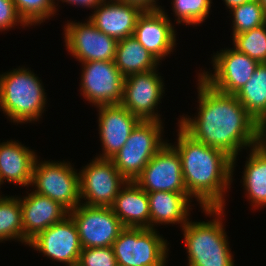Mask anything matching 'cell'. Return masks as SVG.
<instances>
[{
    "mask_svg": "<svg viewBox=\"0 0 266 266\" xmlns=\"http://www.w3.org/2000/svg\"><path fill=\"white\" fill-rule=\"evenodd\" d=\"M15 8L29 27L32 25H40L45 20H49L50 17L55 16L57 12V4L55 0H12Z\"/></svg>",
    "mask_w": 266,
    "mask_h": 266,
    "instance_id": "f1b7e54d",
    "label": "cell"
},
{
    "mask_svg": "<svg viewBox=\"0 0 266 266\" xmlns=\"http://www.w3.org/2000/svg\"><path fill=\"white\" fill-rule=\"evenodd\" d=\"M13 239L24 243L20 199L0 195V242Z\"/></svg>",
    "mask_w": 266,
    "mask_h": 266,
    "instance_id": "484cf974",
    "label": "cell"
},
{
    "mask_svg": "<svg viewBox=\"0 0 266 266\" xmlns=\"http://www.w3.org/2000/svg\"><path fill=\"white\" fill-rule=\"evenodd\" d=\"M243 171V186L254 209L266 206V146L260 142L250 148Z\"/></svg>",
    "mask_w": 266,
    "mask_h": 266,
    "instance_id": "603a6c76",
    "label": "cell"
},
{
    "mask_svg": "<svg viewBox=\"0 0 266 266\" xmlns=\"http://www.w3.org/2000/svg\"><path fill=\"white\" fill-rule=\"evenodd\" d=\"M40 81L33 71L20 66L0 74V110L11 122L30 123L42 118L47 97Z\"/></svg>",
    "mask_w": 266,
    "mask_h": 266,
    "instance_id": "277c9868",
    "label": "cell"
},
{
    "mask_svg": "<svg viewBox=\"0 0 266 266\" xmlns=\"http://www.w3.org/2000/svg\"><path fill=\"white\" fill-rule=\"evenodd\" d=\"M34 150L26 148L21 142L0 143V180L28 187L31 185L34 163L37 159Z\"/></svg>",
    "mask_w": 266,
    "mask_h": 266,
    "instance_id": "ffe728a7",
    "label": "cell"
},
{
    "mask_svg": "<svg viewBox=\"0 0 266 266\" xmlns=\"http://www.w3.org/2000/svg\"><path fill=\"white\" fill-rule=\"evenodd\" d=\"M78 264L81 266H115L113 247H91L82 249Z\"/></svg>",
    "mask_w": 266,
    "mask_h": 266,
    "instance_id": "4dcf8cb0",
    "label": "cell"
},
{
    "mask_svg": "<svg viewBox=\"0 0 266 266\" xmlns=\"http://www.w3.org/2000/svg\"><path fill=\"white\" fill-rule=\"evenodd\" d=\"M260 4L262 5L264 12H265V16H266V0H259Z\"/></svg>",
    "mask_w": 266,
    "mask_h": 266,
    "instance_id": "8d00e7d4",
    "label": "cell"
},
{
    "mask_svg": "<svg viewBox=\"0 0 266 266\" xmlns=\"http://www.w3.org/2000/svg\"><path fill=\"white\" fill-rule=\"evenodd\" d=\"M232 20V35H237L266 24V16L259 0H252L229 10Z\"/></svg>",
    "mask_w": 266,
    "mask_h": 266,
    "instance_id": "4316f807",
    "label": "cell"
},
{
    "mask_svg": "<svg viewBox=\"0 0 266 266\" xmlns=\"http://www.w3.org/2000/svg\"><path fill=\"white\" fill-rule=\"evenodd\" d=\"M98 109V131L102 145L100 159H111L125 145L131 131L141 121L121 104L103 105Z\"/></svg>",
    "mask_w": 266,
    "mask_h": 266,
    "instance_id": "e0dca14e",
    "label": "cell"
},
{
    "mask_svg": "<svg viewBox=\"0 0 266 266\" xmlns=\"http://www.w3.org/2000/svg\"><path fill=\"white\" fill-rule=\"evenodd\" d=\"M124 227L150 228L148 194L134 181H128L111 206Z\"/></svg>",
    "mask_w": 266,
    "mask_h": 266,
    "instance_id": "7402d4cb",
    "label": "cell"
},
{
    "mask_svg": "<svg viewBox=\"0 0 266 266\" xmlns=\"http://www.w3.org/2000/svg\"><path fill=\"white\" fill-rule=\"evenodd\" d=\"M147 193L166 191L187 193L181 159L172 143H166L143 168L134 181Z\"/></svg>",
    "mask_w": 266,
    "mask_h": 266,
    "instance_id": "5bb4252c",
    "label": "cell"
},
{
    "mask_svg": "<svg viewBox=\"0 0 266 266\" xmlns=\"http://www.w3.org/2000/svg\"><path fill=\"white\" fill-rule=\"evenodd\" d=\"M148 194L150 228L157 225L180 224L181 228L189 221L192 197L188 193L157 191ZM191 199V200H190Z\"/></svg>",
    "mask_w": 266,
    "mask_h": 266,
    "instance_id": "44dd1931",
    "label": "cell"
},
{
    "mask_svg": "<svg viewBox=\"0 0 266 266\" xmlns=\"http://www.w3.org/2000/svg\"><path fill=\"white\" fill-rule=\"evenodd\" d=\"M80 23L68 21L64 28L66 50L80 63L115 61L117 40L100 31L88 19Z\"/></svg>",
    "mask_w": 266,
    "mask_h": 266,
    "instance_id": "4fadbf2b",
    "label": "cell"
},
{
    "mask_svg": "<svg viewBox=\"0 0 266 266\" xmlns=\"http://www.w3.org/2000/svg\"><path fill=\"white\" fill-rule=\"evenodd\" d=\"M156 230L125 227L112 245L116 263L125 266H166L169 243Z\"/></svg>",
    "mask_w": 266,
    "mask_h": 266,
    "instance_id": "52a82bcc",
    "label": "cell"
},
{
    "mask_svg": "<svg viewBox=\"0 0 266 266\" xmlns=\"http://www.w3.org/2000/svg\"><path fill=\"white\" fill-rule=\"evenodd\" d=\"M176 24L196 25L209 16L212 0H172Z\"/></svg>",
    "mask_w": 266,
    "mask_h": 266,
    "instance_id": "f546056e",
    "label": "cell"
},
{
    "mask_svg": "<svg viewBox=\"0 0 266 266\" xmlns=\"http://www.w3.org/2000/svg\"><path fill=\"white\" fill-rule=\"evenodd\" d=\"M261 142L266 146V122L261 126Z\"/></svg>",
    "mask_w": 266,
    "mask_h": 266,
    "instance_id": "d590c367",
    "label": "cell"
},
{
    "mask_svg": "<svg viewBox=\"0 0 266 266\" xmlns=\"http://www.w3.org/2000/svg\"><path fill=\"white\" fill-rule=\"evenodd\" d=\"M159 63L133 36L117 42L115 64L124 77L152 71Z\"/></svg>",
    "mask_w": 266,
    "mask_h": 266,
    "instance_id": "cb8c5ba5",
    "label": "cell"
},
{
    "mask_svg": "<svg viewBox=\"0 0 266 266\" xmlns=\"http://www.w3.org/2000/svg\"><path fill=\"white\" fill-rule=\"evenodd\" d=\"M39 162L37 158L30 185L36 188L34 192L58 202L68 212L74 210L81 204L80 174L69 161Z\"/></svg>",
    "mask_w": 266,
    "mask_h": 266,
    "instance_id": "8992f818",
    "label": "cell"
},
{
    "mask_svg": "<svg viewBox=\"0 0 266 266\" xmlns=\"http://www.w3.org/2000/svg\"><path fill=\"white\" fill-rule=\"evenodd\" d=\"M68 214L76 224L82 249L111 247L125 228L111 207L79 204Z\"/></svg>",
    "mask_w": 266,
    "mask_h": 266,
    "instance_id": "9c48e42d",
    "label": "cell"
},
{
    "mask_svg": "<svg viewBox=\"0 0 266 266\" xmlns=\"http://www.w3.org/2000/svg\"><path fill=\"white\" fill-rule=\"evenodd\" d=\"M163 130L162 122L140 121L125 145L111 158L127 181H135L152 157L167 143L161 137Z\"/></svg>",
    "mask_w": 266,
    "mask_h": 266,
    "instance_id": "5b68a950",
    "label": "cell"
},
{
    "mask_svg": "<svg viewBox=\"0 0 266 266\" xmlns=\"http://www.w3.org/2000/svg\"><path fill=\"white\" fill-rule=\"evenodd\" d=\"M215 54L212 57L213 74L204 70L198 75L213 89L224 94L235 95L260 64L234 47L224 48Z\"/></svg>",
    "mask_w": 266,
    "mask_h": 266,
    "instance_id": "7c38bea8",
    "label": "cell"
},
{
    "mask_svg": "<svg viewBox=\"0 0 266 266\" xmlns=\"http://www.w3.org/2000/svg\"><path fill=\"white\" fill-rule=\"evenodd\" d=\"M177 150L187 193L202 208H225V192L233 181L232 158L224 151L195 140L178 125Z\"/></svg>",
    "mask_w": 266,
    "mask_h": 266,
    "instance_id": "7a4b0ae2",
    "label": "cell"
},
{
    "mask_svg": "<svg viewBox=\"0 0 266 266\" xmlns=\"http://www.w3.org/2000/svg\"><path fill=\"white\" fill-rule=\"evenodd\" d=\"M161 78L157 69L125 77L120 104L141 121L163 122L157 110L165 94Z\"/></svg>",
    "mask_w": 266,
    "mask_h": 266,
    "instance_id": "8fae6325",
    "label": "cell"
},
{
    "mask_svg": "<svg viewBox=\"0 0 266 266\" xmlns=\"http://www.w3.org/2000/svg\"><path fill=\"white\" fill-rule=\"evenodd\" d=\"M28 245L50 260L66 265L78 263L82 251L76 224L69 214L39 232Z\"/></svg>",
    "mask_w": 266,
    "mask_h": 266,
    "instance_id": "9a60e30c",
    "label": "cell"
},
{
    "mask_svg": "<svg viewBox=\"0 0 266 266\" xmlns=\"http://www.w3.org/2000/svg\"><path fill=\"white\" fill-rule=\"evenodd\" d=\"M214 219L205 222L189 221L182 227L187 250L188 266H234L233 254L225 232V208H202ZM222 217V218H221Z\"/></svg>",
    "mask_w": 266,
    "mask_h": 266,
    "instance_id": "3957f363",
    "label": "cell"
},
{
    "mask_svg": "<svg viewBox=\"0 0 266 266\" xmlns=\"http://www.w3.org/2000/svg\"><path fill=\"white\" fill-rule=\"evenodd\" d=\"M143 11L135 4L104 0L87 19L100 31L119 41L133 36L137 19Z\"/></svg>",
    "mask_w": 266,
    "mask_h": 266,
    "instance_id": "ac0fdd59",
    "label": "cell"
},
{
    "mask_svg": "<svg viewBox=\"0 0 266 266\" xmlns=\"http://www.w3.org/2000/svg\"><path fill=\"white\" fill-rule=\"evenodd\" d=\"M235 97L260 126L266 122V63L258 65Z\"/></svg>",
    "mask_w": 266,
    "mask_h": 266,
    "instance_id": "d4e9b609",
    "label": "cell"
},
{
    "mask_svg": "<svg viewBox=\"0 0 266 266\" xmlns=\"http://www.w3.org/2000/svg\"><path fill=\"white\" fill-rule=\"evenodd\" d=\"M81 95L94 105L120 104L123 97L124 76L115 61L82 62Z\"/></svg>",
    "mask_w": 266,
    "mask_h": 266,
    "instance_id": "30bf717a",
    "label": "cell"
},
{
    "mask_svg": "<svg viewBox=\"0 0 266 266\" xmlns=\"http://www.w3.org/2000/svg\"><path fill=\"white\" fill-rule=\"evenodd\" d=\"M28 27L20 18L12 0H0V31H7L15 25Z\"/></svg>",
    "mask_w": 266,
    "mask_h": 266,
    "instance_id": "1f68e13d",
    "label": "cell"
},
{
    "mask_svg": "<svg viewBox=\"0 0 266 266\" xmlns=\"http://www.w3.org/2000/svg\"><path fill=\"white\" fill-rule=\"evenodd\" d=\"M80 174L81 204L111 207L122 187L128 182L111 159L95 157ZM84 202V203H83Z\"/></svg>",
    "mask_w": 266,
    "mask_h": 266,
    "instance_id": "ba28073f",
    "label": "cell"
},
{
    "mask_svg": "<svg viewBox=\"0 0 266 266\" xmlns=\"http://www.w3.org/2000/svg\"><path fill=\"white\" fill-rule=\"evenodd\" d=\"M115 266H125V265H122V264L117 263Z\"/></svg>",
    "mask_w": 266,
    "mask_h": 266,
    "instance_id": "f35d334b",
    "label": "cell"
},
{
    "mask_svg": "<svg viewBox=\"0 0 266 266\" xmlns=\"http://www.w3.org/2000/svg\"><path fill=\"white\" fill-rule=\"evenodd\" d=\"M58 1V0H57ZM63 2H66L67 4H74L75 6H81L83 8H93L95 9L102 1L104 0H60Z\"/></svg>",
    "mask_w": 266,
    "mask_h": 266,
    "instance_id": "836d02e7",
    "label": "cell"
},
{
    "mask_svg": "<svg viewBox=\"0 0 266 266\" xmlns=\"http://www.w3.org/2000/svg\"><path fill=\"white\" fill-rule=\"evenodd\" d=\"M198 77V115H182L178 124L195 140L230 156L234 171L241 149L261 142V126L235 95L221 93Z\"/></svg>",
    "mask_w": 266,
    "mask_h": 266,
    "instance_id": "6da1fadb",
    "label": "cell"
},
{
    "mask_svg": "<svg viewBox=\"0 0 266 266\" xmlns=\"http://www.w3.org/2000/svg\"><path fill=\"white\" fill-rule=\"evenodd\" d=\"M170 21L164 8L144 10L134 29L133 37L159 62L176 46V31Z\"/></svg>",
    "mask_w": 266,
    "mask_h": 266,
    "instance_id": "2e32d148",
    "label": "cell"
},
{
    "mask_svg": "<svg viewBox=\"0 0 266 266\" xmlns=\"http://www.w3.org/2000/svg\"><path fill=\"white\" fill-rule=\"evenodd\" d=\"M140 6L143 10H159L162 6H158L157 0H118Z\"/></svg>",
    "mask_w": 266,
    "mask_h": 266,
    "instance_id": "d6a6232c",
    "label": "cell"
},
{
    "mask_svg": "<svg viewBox=\"0 0 266 266\" xmlns=\"http://www.w3.org/2000/svg\"><path fill=\"white\" fill-rule=\"evenodd\" d=\"M67 266H81V265H79L78 263H74V264H68Z\"/></svg>",
    "mask_w": 266,
    "mask_h": 266,
    "instance_id": "74e56055",
    "label": "cell"
},
{
    "mask_svg": "<svg viewBox=\"0 0 266 266\" xmlns=\"http://www.w3.org/2000/svg\"><path fill=\"white\" fill-rule=\"evenodd\" d=\"M20 199L22 210V226L24 243L29 244L39 232L60 222L68 215V211L58 202L49 197L39 195L34 191Z\"/></svg>",
    "mask_w": 266,
    "mask_h": 266,
    "instance_id": "d6986e66",
    "label": "cell"
},
{
    "mask_svg": "<svg viewBox=\"0 0 266 266\" xmlns=\"http://www.w3.org/2000/svg\"><path fill=\"white\" fill-rule=\"evenodd\" d=\"M232 38L235 49L259 63H266V24Z\"/></svg>",
    "mask_w": 266,
    "mask_h": 266,
    "instance_id": "83f0119b",
    "label": "cell"
},
{
    "mask_svg": "<svg viewBox=\"0 0 266 266\" xmlns=\"http://www.w3.org/2000/svg\"><path fill=\"white\" fill-rule=\"evenodd\" d=\"M228 9H231L235 6L241 5L243 3L252 1V0H223Z\"/></svg>",
    "mask_w": 266,
    "mask_h": 266,
    "instance_id": "e575fe53",
    "label": "cell"
}]
</instances>
